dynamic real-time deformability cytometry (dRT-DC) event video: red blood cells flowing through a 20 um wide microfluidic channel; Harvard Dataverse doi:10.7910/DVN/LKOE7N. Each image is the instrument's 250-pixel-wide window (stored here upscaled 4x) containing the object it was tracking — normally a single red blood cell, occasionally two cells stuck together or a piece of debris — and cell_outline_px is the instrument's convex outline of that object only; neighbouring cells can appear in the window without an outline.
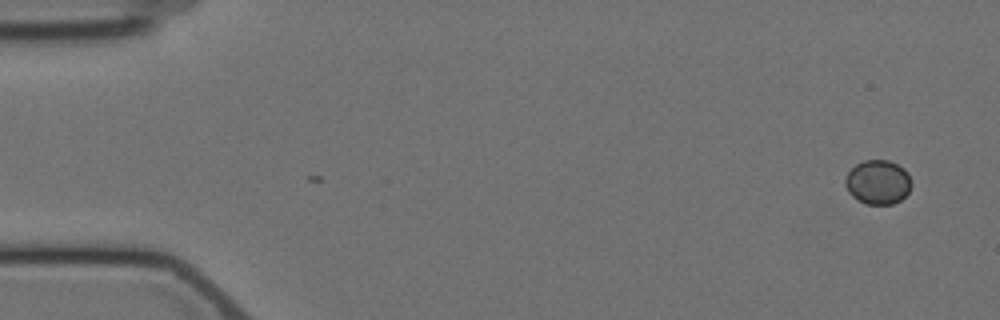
{"species": "Egyptian fruit bat (a non-hibernating species)", "species_latin": "Rousettus aegyptiacus", "temperature_condition": "cold", "stored_images_in_passage": 5, "camera_frame_rate_fps": 3000, "um_per_image_px": 0.085, "animal": {"sex": "female"}, "frame": {"image": 1, "passage_image": 5, "time_ms": 1.333, "image_size_px": [1000, 320], "cell_outline_px": [[912, 184], [908, 192], [900, 200], [892, 204], [868, 204], [852, 196], [848, 192], [844, 184], [844, 180], [848, 172], [856, 164], [864, 160], [888, 160], [904, 168], [908, 172]], "centroid_in_image_um": [74.62, 15.47], "position_along_channel_um": 10.4, "area_um2": 17.05}}